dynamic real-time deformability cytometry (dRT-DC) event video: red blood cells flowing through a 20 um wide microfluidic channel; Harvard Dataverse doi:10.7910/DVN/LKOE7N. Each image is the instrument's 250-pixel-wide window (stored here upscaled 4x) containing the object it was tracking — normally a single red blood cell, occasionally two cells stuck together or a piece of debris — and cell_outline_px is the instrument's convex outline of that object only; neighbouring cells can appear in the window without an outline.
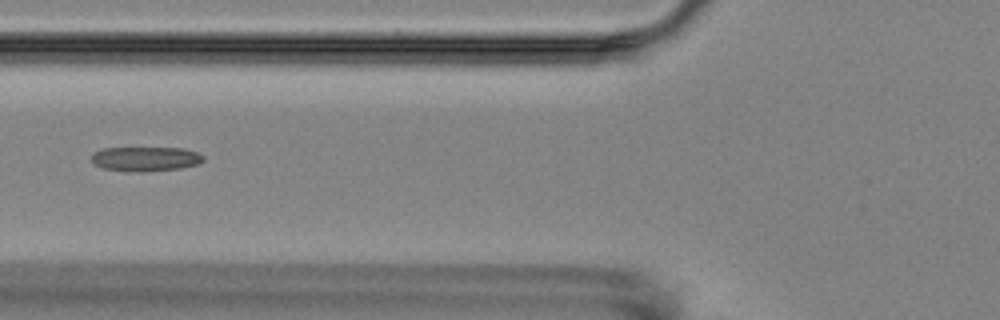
{"species": "Egyptian fruit bat (a non-hibernating species)", "species_latin": "Rousettus aegyptiacus", "temperature_condition": "room temperature", "stored_images_in_passage": 12, "camera_frame_rate_fps": 3000, "um_per_image_px": 0.085, "animal": {"sex": "female"}, "frame": {"image": 1, "passage_image": 3, "time_ms": 2.333, "image_size_px": [1000, 320], "cell_outline_px": [[204, 160], [196, 164], [180, 168], [104, 168], [92, 164], [92, 152], [104, 148], [180, 148], [196, 152], [204, 156]], "centroid_in_image_um": [12.36, 13.43], "position_along_channel_um": 113.4, "area_um2": 14.68}}
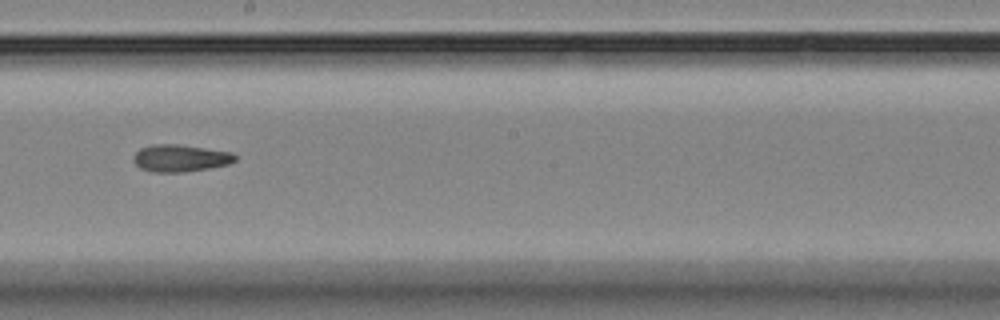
{"frame": {"image": 2, "passage_image": 6, "time_ms": 5.667, "image_size_px": [1000, 320], "cell_outline_px": [[236, 160], [228, 164], [208, 168], [184, 172], [152, 172], [140, 168], [132, 160], [136, 152], [140, 148], [152, 144], [176, 144], [232, 152], [236, 156]], "centroid_in_image_um": [15.3, 13.44], "position_along_channel_um": 232.9, "area_um2": 16.01}}
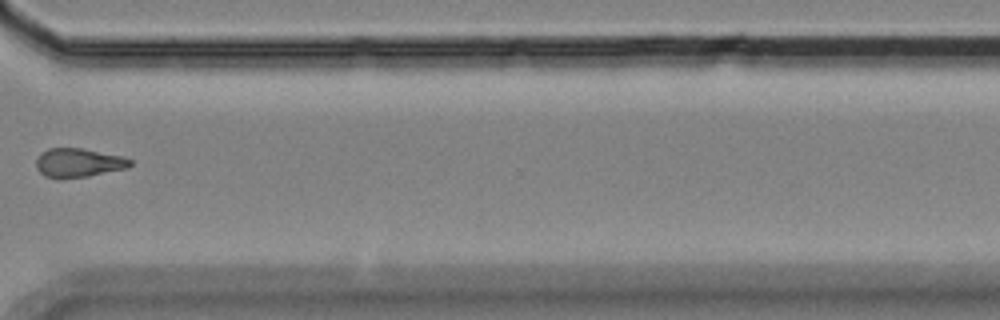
{"frame": {"image": 3, "passage_image": 9, "time_ms": 9.333, "image_size_px": [1000, 320], "cell_outline_px": [[132, 164], [128, 168], [88, 176], [60, 180], [56, 180], [44, 176], [36, 168], [36, 160], [48, 148], [80, 148], [120, 156], [132, 160]], "centroid_in_image_um": [6.64, 13.87], "position_along_channel_um": 364.0, "area_um2": 15.9}, "authors_computed_cell_mechanics": {"area_um2": 15.8372, "velocity_mm_per_s": 3.5875, "shape_relaxation_time_tau1_ms": 5.0807, "shape_relaxation_time_tau2_ms": 3.7207, "deformation_change_tau1": 0.1725, "deformation_change_tau2": 0.1207}}